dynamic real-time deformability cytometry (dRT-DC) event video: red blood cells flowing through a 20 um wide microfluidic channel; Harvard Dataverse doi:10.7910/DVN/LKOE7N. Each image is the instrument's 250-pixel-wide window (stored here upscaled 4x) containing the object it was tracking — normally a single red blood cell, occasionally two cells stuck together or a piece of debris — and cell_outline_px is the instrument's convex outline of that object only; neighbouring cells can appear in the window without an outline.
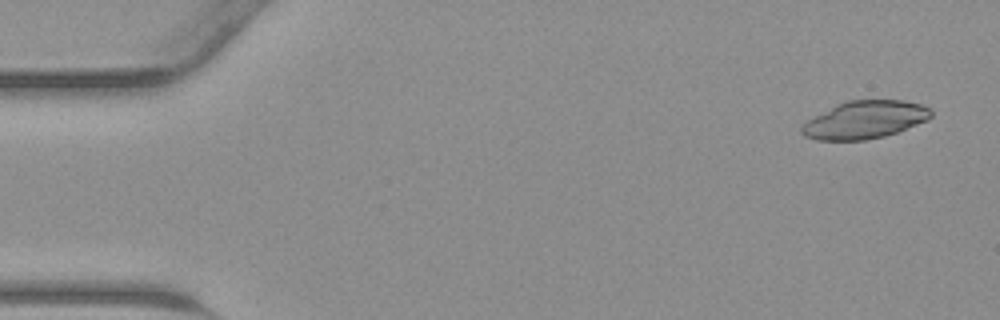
{"species": "common noctule bat (a hibernating species)", "species_latin": "Nyctalus noctula", "temperature_condition": "warm", "stored_images_in_passage": 16, "camera_frame_rate_fps": 3000, "um_per_image_px": 0.085, "animal": {"sex": "male", "body_mass_g": 23.1, "forearm_length_mm": 52.7}, "frame": {"image": 1, "passage_image": 2, "time_ms": 0.333, "image_size_px": [1000, 320], "cell_outline_px": [[932, 116], [928, 120], [896, 132], [884, 136], [864, 140], [816, 140], [804, 136], [800, 132], [800, 128], [808, 120], [836, 104], [848, 100], [904, 100], [920, 104], [932, 108]], "centroid_in_image_um": [73.52, 10.18], "position_along_channel_um": 11.5, "area_um2": 28.38}}